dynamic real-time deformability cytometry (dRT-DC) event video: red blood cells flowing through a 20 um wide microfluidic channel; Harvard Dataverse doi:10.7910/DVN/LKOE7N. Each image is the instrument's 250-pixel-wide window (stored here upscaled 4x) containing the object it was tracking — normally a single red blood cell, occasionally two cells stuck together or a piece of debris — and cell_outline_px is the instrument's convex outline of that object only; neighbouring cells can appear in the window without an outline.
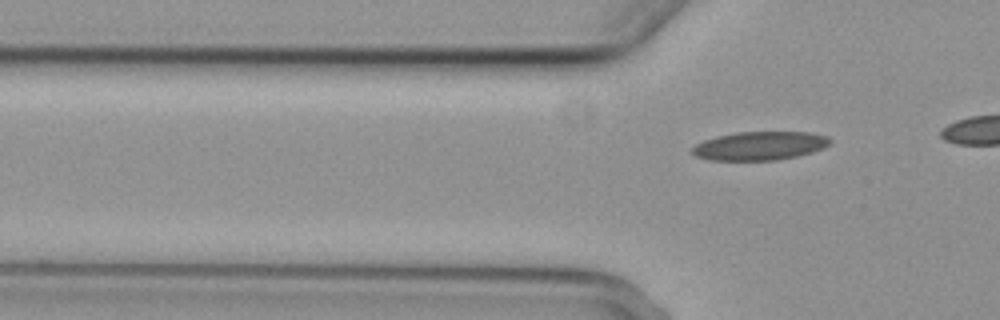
{"species": "common noctule bat (a hibernating species)", "species_latin": "Nyctalus noctula", "temperature_condition": "cold", "stored_images_in_passage": 5, "segment_of_instrument_passage": [2, 2], "camera_frame_rate_fps": 3000, "um_per_image_px": 0.085, "animal": {"sex": "female", "body_mass_g": 29.2, "forearm_length_mm": 56.3}, "frame": {"image": 1, "passage_image": 5, "time_ms": 4.667, "image_size_px": [1000, 320], "cell_outline_px": [[832, 144], [824, 148], [812, 152], [796, 156], [776, 160], [708, 160], [696, 156], [688, 152], [696, 144], [704, 140], [716, 136], [736, 132], [808, 132], [828, 136], [832, 140]], "centroid_in_image_um": [64.58, 12.39], "position_along_channel_um": 61.2, "area_um2": 23.18}}